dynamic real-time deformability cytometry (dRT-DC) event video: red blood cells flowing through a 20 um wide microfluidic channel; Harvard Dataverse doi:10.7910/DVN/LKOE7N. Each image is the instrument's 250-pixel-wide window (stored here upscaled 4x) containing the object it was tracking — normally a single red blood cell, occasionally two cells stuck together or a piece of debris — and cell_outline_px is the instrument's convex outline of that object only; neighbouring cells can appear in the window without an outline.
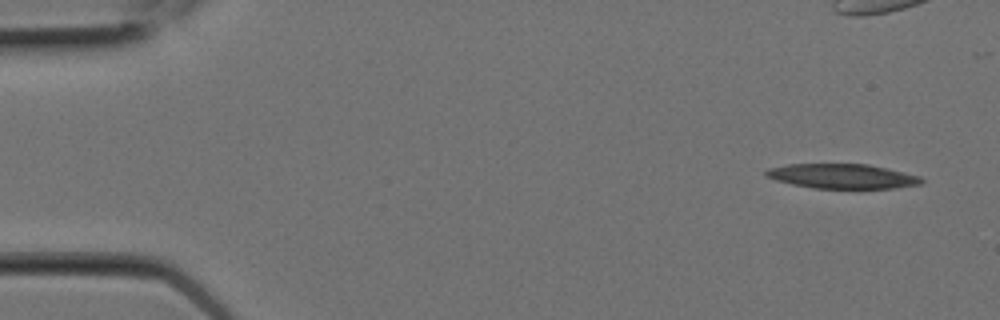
{"species": "Egyptian fruit bat (a non-hibernating species)", "species_latin": "Rousettus aegyptiacus", "temperature_condition": "room temperature", "stored_images_in_passage": 6, "camera_frame_rate_fps": 3000, "um_per_image_px": 0.085, "animal": {"sex": "female"}, "frame": {"image": 1, "passage_image": 1, "time_ms": 0.0, "image_size_px": [1000, 320], "cell_outline_px": [[924, 180], [920, 184], [896, 188], [812, 188], [792, 184], [776, 180], [764, 176], [764, 172], [768, 168], [788, 164], [868, 164], [888, 168], [920, 176]], "centroid_in_image_um": [71.58, 14.97], "position_along_channel_um": 13.4, "area_um2": 22.37}}
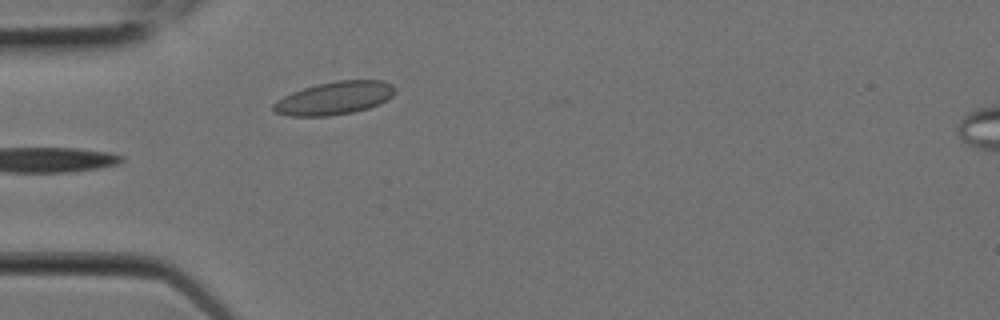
{"frame": {"image": 2, "passage_image": 6, "time_ms": 1.667, "image_size_px": [1000, 320], "cell_outline_px": [[396, 92], [388, 100], [380, 104], [368, 108], [352, 112], [328, 116], [288, 116], [276, 112], [272, 108], [272, 104], [276, 100], [292, 92], [316, 84], [336, 80], [384, 80], [392, 84], [396, 88]], "centroid_in_image_um": [28.45, 8.33], "position_along_channel_um": 56.5, "area_um2": 23.58}}